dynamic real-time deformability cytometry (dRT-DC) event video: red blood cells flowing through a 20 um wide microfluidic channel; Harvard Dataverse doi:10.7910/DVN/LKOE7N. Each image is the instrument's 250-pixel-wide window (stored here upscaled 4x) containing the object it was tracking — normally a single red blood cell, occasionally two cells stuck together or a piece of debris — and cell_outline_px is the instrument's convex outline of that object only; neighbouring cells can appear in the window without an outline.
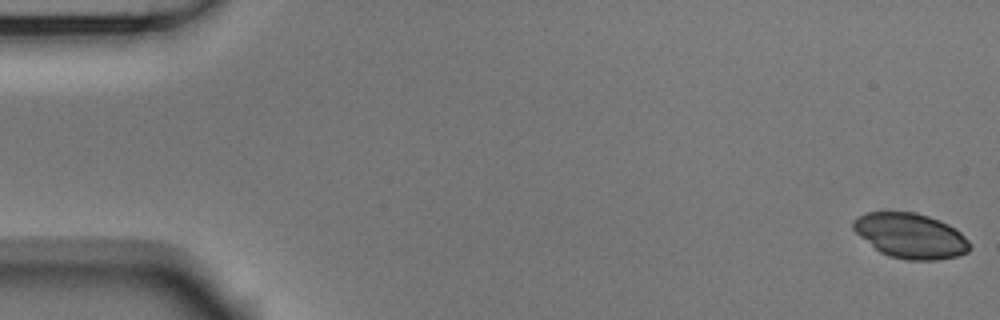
{"species": "Egyptian fruit bat (a non-hibernating species)", "species_latin": "Rousettus aegyptiacus", "temperature_condition": "room temperature", "stored_images_in_passage": 55, "camera_frame_rate_fps": 3000, "um_per_image_px": 0.085, "animal": {"sex": "male"}, "frame": {"image": 1, "passage_image": 1, "time_ms": 0.0, "image_size_px": [1000, 320], "cell_outline_px": [[968, 252], [956, 256], [936, 260], [908, 260], [888, 256], [880, 252], [860, 236], [852, 228], [852, 220], [856, 216], [868, 212], [916, 212], [940, 220], [956, 228], [968, 240]], "centroid_in_image_um": [77.37, 20.03], "position_along_channel_um": 7.6, "area_um2": 30.52}}
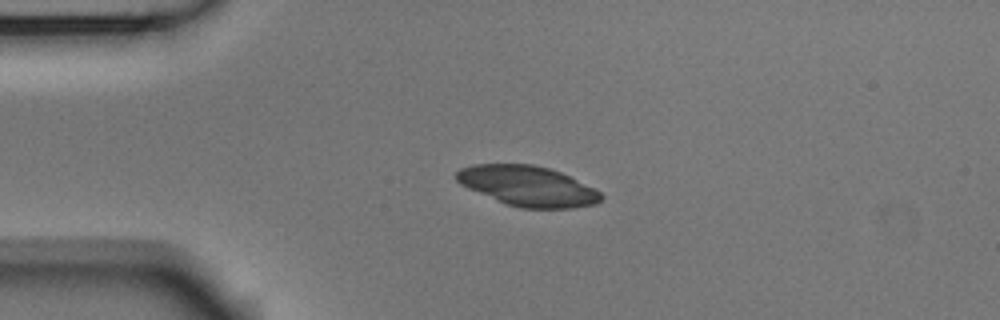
{"frame": {"image": 2, "passage_image": 13, "time_ms": 4.0, "image_size_px": [1000, 320], "cell_outline_px": [[604, 196], [596, 204], [572, 208], [520, 208], [504, 204], [468, 188], [460, 184], [456, 180], [456, 172], [460, 168], [472, 164], [532, 164], [548, 168], [560, 172], [600, 192]], "centroid_in_image_um": [44.81, 15.82], "position_along_channel_um": 40.2, "area_um2": 33.7}}